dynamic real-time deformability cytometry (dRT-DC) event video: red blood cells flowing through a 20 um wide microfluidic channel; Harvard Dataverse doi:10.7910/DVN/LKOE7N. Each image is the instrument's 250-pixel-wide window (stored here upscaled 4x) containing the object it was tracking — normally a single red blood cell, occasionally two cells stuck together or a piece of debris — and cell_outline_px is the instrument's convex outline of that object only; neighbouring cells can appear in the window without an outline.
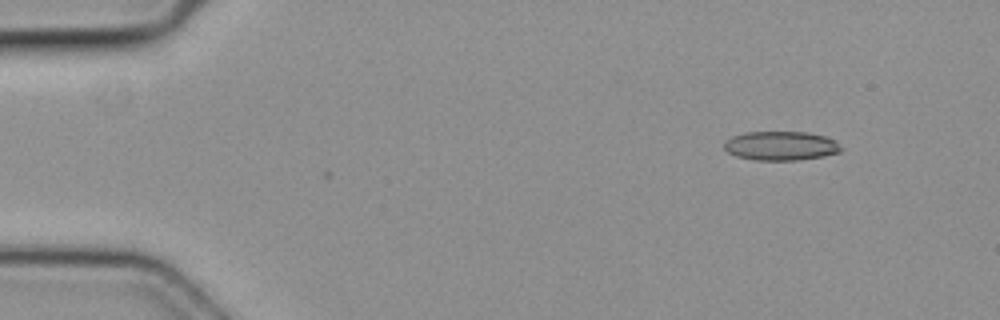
{"species": "common noctule bat (a hibernating species)", "species_latin": "Nyctalus noctula", "temperature_condition": "cold", "stored_images_in_passage": 6, "camera_frame_rate_fps": 3000, "um_per_image_px": 0.085, "animal": {"sex": "female", "body_mass_g": 19.3, "forearm_length_mm": 54.1}, "frame": {"image": 1, "passage_image": 6, "time_ms": 1.667, "image_size_px": [1000, 320], "cell_outline_px": [[840, 152], [824, 156], [796, 160], [756, 160], [736, 156], [728, 152], [724, 148], [724, 140], [732, 136], [744, 132], [808, 132], [824, 136], [836, 140], [840, 148]], "centroid_in_image_um": [66.34, 12.39], "position_along_channel_um": 18.7, "area_um2": 19.83}}